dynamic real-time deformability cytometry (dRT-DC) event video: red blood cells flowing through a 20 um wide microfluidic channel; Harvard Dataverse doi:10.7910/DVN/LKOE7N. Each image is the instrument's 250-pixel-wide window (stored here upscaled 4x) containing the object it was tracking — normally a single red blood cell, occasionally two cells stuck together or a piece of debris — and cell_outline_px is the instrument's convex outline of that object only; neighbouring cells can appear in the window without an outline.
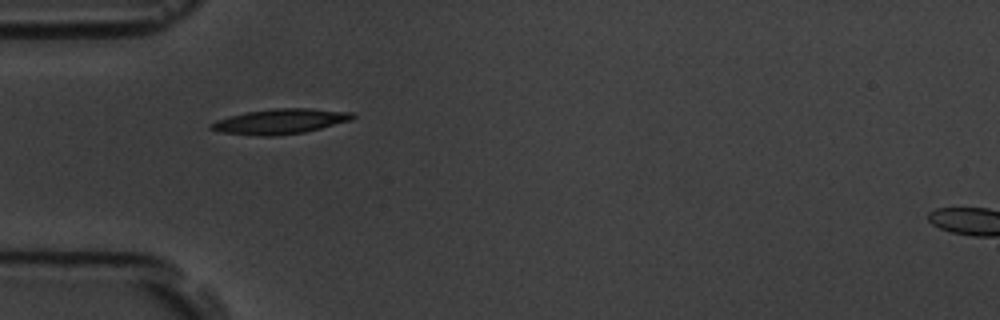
{"species": "common noctule bat (a hibernating species)", "species_latin": "Nyctalus noctula", "temperature_condition": "room temperature", "stored_images_in_passage": 5, "camera_frame_rate_fps": 3000, "um_per_image_px": 0.085, "animal": {"sex": "male", "body_mass_g": 19.5, "forearm_length_mm": 54.6}, "frame": {"image": 1, "passage_image": 4, "time_ms": 3.333, "image_size_px": [1000, 320], "cell_outline_px": [[356, 116], [352, 120], [304, 132], [272, 136], [260, 136], [220, 132], [208, 128], [208, 124], [216, 120], [228, 116], [244, 112], [276, 108], [308, 108], [352, 112]], "centroid_in_image_um": [23.77, 10.31], "position_along_channel_um": 61.2, "area_um2": 20.75}}
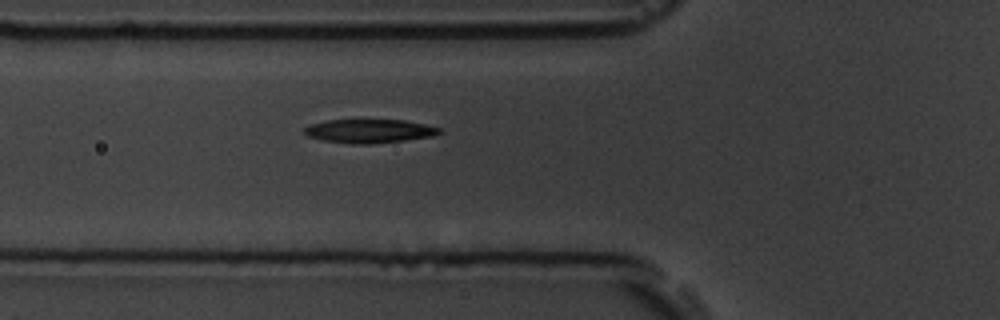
{"frame": {"image": 2, "passage_image": 5, "time_ms": 4.333, "image_size_px": [1000, 320], "cell_outline_px": [[444, 132], [432, 136], [404, 140], [368, 144], [352, 144], [324, 140], [308, 136], [304, 132], [304, 128], [312, 124], [328, 120], [404, 120], [424, 124], [440, 128]], "centroid_in_image_um": [31.42, 11.14], "position_along_channel_um": 94.4, "area_um2": 18.44}}